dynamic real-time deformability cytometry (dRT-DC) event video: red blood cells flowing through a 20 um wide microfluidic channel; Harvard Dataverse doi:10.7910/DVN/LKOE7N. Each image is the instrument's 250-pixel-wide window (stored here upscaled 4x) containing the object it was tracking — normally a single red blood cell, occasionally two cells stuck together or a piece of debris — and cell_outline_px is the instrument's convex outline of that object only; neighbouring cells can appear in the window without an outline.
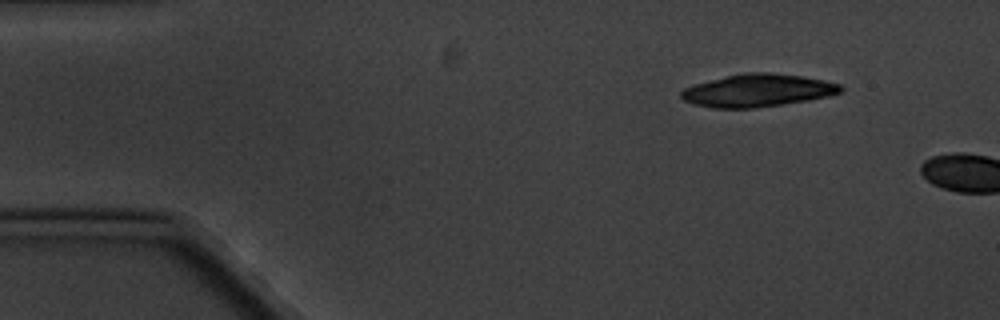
{"species": "common noctule bat (a hibernating species)", "species_latin": "Nyctalus noctula", "temperature_condition": "cold", "stored_images_in_passage": 2, "camera_frame_rate_fps": 3000, "um_per_image_px": 0.085, "animal": {"sex": "male", "body_mass_g": 20.1, "forearm_length_mm": 53.5}, "frame": {"image": 1, "passage_image": 1, "time_ms": 0.0, "image_size_px": [1000, 320], "cell_outline_px": [[844, 88], [840, 92], [828, 96], [808, 100], [752, 108], [712, 108], [692, 104], [684, 100], [680, 96], [680, 92], [684, 88], [696, 84], [744, 72], [768, 72], [804, 76], [824, 80], [840, 84]], "centroid_in_image_um": [64.4, 7.69], "position_along_channel_um": 20.6, "area_um2": 30.17}}